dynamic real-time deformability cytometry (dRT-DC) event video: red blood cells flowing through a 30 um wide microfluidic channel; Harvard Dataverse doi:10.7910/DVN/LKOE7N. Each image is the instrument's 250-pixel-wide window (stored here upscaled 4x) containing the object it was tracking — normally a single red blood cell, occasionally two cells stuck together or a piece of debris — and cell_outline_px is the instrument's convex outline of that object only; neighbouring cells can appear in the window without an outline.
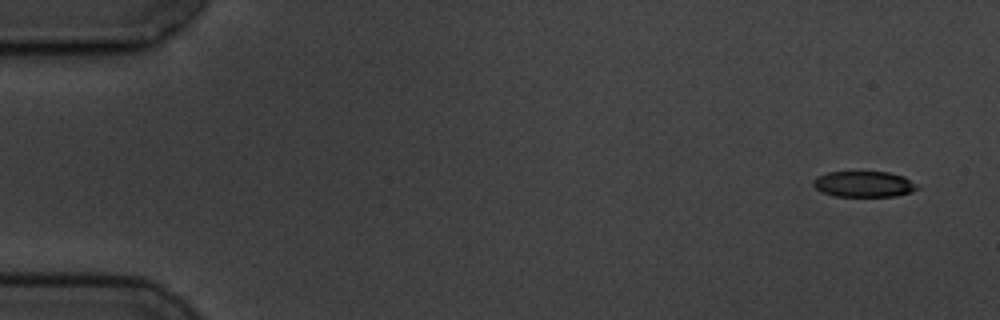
{"species": "common noctule bat (a hibernating species)", "species_latin": "Nyctalus noctula", "temperature_condition": "cold", "stored_images_in_passage": 6, "segment_of_instrument_passage": [1, 2], "camera_frame_rate_fps": 3000, "um_per_image_px": 0.085, "animal": {"sex": "male", "body_mass_g": 19.5, "forearm_length_mm": 54.6}, "frame": {"image": 1, "passage_image": 1, "time_ms": 0.0, "image_size_px": [1000, 320], "cell_outline_px": [[920, 188], [912, 192], [896, 196], [832, 196], [816, 188], [812, 184], [812, 180], [816, 176], [828, 172], [888, 172], [904, 176]], "centroid_in_image_um": [73.41, 15.65], "position_along_channel_um": 11.6, "area_um2": 15.66}}
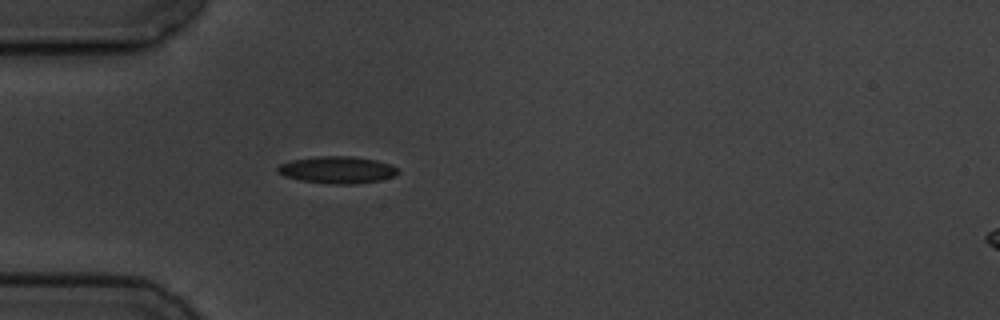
{"frame": {"image": 2, "passage_image": 5, "time_ms": 4.667, "image_size_px": [1000, 320], "cell_outline_px": [[400, 172], [392, 176], [380, 180], [352, 184], [332, 184], [300, 180], [284, 176], [276, 172], [276, 168], [280, 164], [292, 160], [320, 156], [352, 156], [376, 160], [392, 164]], "centroid_in_image_um": [28.65, 14.43], "position_along_channel_um": 56.3, "area_um2": 18.9}}